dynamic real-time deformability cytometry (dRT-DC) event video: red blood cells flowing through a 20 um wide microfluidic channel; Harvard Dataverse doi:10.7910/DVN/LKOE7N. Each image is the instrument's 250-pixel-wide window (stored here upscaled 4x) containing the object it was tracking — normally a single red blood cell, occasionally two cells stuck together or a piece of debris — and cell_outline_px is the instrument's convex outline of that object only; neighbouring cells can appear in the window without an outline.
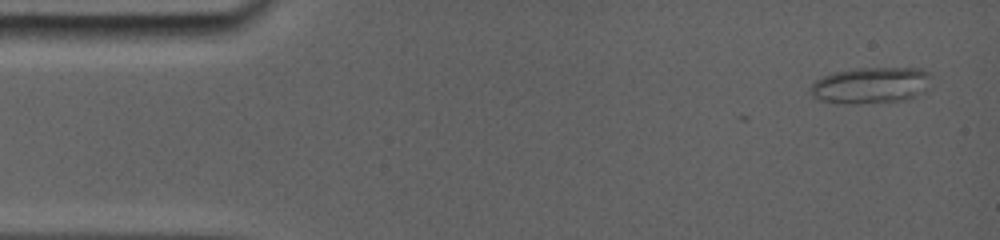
{"species": "common noctule bat (a hibernating species)", "species_latin": "Nyctalus noctula", "temperature_condition": "room temperature", "stored_images_in_passage": 4, "camera_frame_rate_fps": 5000, "um_per_image_px": 0.085, "animal": {"sex": "female", "body_mass_g": 19.0, "forearm_length_mm": 56.7}, "frame": {"image": 1, "passage_image": 1, "time_ms": 0.0, "image_size_px": [1000, 240], "cell_outline_px": [[932, 88], [928, 92], [900, 100], [860, 104], [820, 100], [812, 96], [808, 92], [808, 88], [816, 80], [824, 76], [836, 72], [860, 68], [920, 68], [928, 72], [932, 76]], "centroid_in_image_um": [74.1, 7.24], "position_along_channel_um": 10.9, "area_um2": 25.78}}
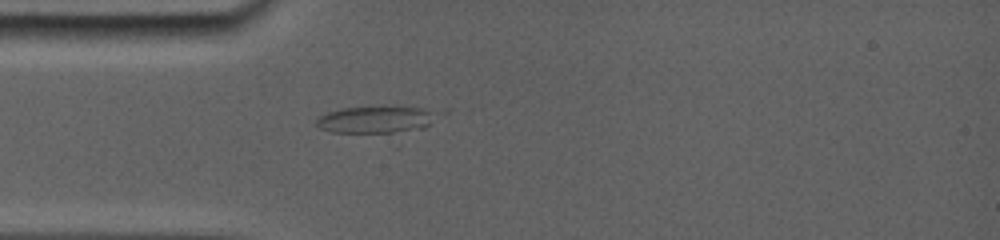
{"frame": {"image": 2, "passage_image": 4, "time_ms": 3.8, "image_size_px": [1000, 240], "cell_outline_px": [[432, 112], [428, 124], [420, 128], [388, 132], [336, 132], [324, 128], [316, 124], [316, 120], [320, 116], [328, 112], [344, 108], [380, 104], [384, 104], [424, 108]], "centroid_in_image_um": [31.87, 10.1], "position_along_channel_um": 53.1, "area_um2": 18.61}}